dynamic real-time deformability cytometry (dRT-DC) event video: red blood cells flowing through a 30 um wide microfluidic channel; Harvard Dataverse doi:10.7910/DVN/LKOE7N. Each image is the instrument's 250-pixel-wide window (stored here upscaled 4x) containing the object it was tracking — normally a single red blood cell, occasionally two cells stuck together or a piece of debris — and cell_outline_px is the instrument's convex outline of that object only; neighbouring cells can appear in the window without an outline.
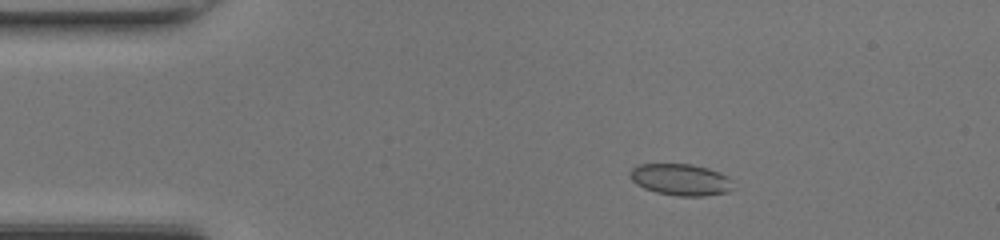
{"species": "common noctule bat (a hibernating species)", "species_latin": "Nyctalus noctula", "temperature_condition": "room temperature", "stored_images_in_passage": 41, "camera_frame_rate_fps": 3000, "um_per_image_px": 0.085, "animal": {"sex": "female", "body_mass_g": 17.0, "forearm_length_mm": 48.0}, "frame": {"image": 1, "passage_image": 1, "time_ms": 0.0, "image_size_px": [1000, 240], "cell_outline_px": [[736, 188], [728, 192], [704, 196], [680, 196], [656, 192], [644, 188], [636, 184], [628, 176], [628, 172], [636, 164], [692, 164], [708, 168], [720, 172], [728, 176], [732, 180]], "centroid_in_image_um": [57.88, 15.26], "position_along_channel_um": 27.1, "area_um2": 19.36}}
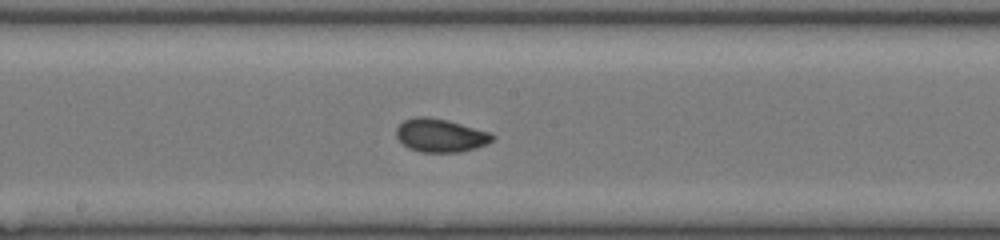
{"frame": {"image": 2, "passage_image": 18, "time_ms": 5.667, "image_size_px": [1000, 240], "cell_outline_px": [[496, 136], [492, 140], [476, 148], [460, 152], [420, 152], [408, 148], [396, 136], [396, 128], [404, 120], [416, 116], [424, 116], [448, 120], [488, 132]], "centroid_in_image_um": [37.41, 11.51], "position_along_channel_um": 210.8, "area_um2": 18.5}}
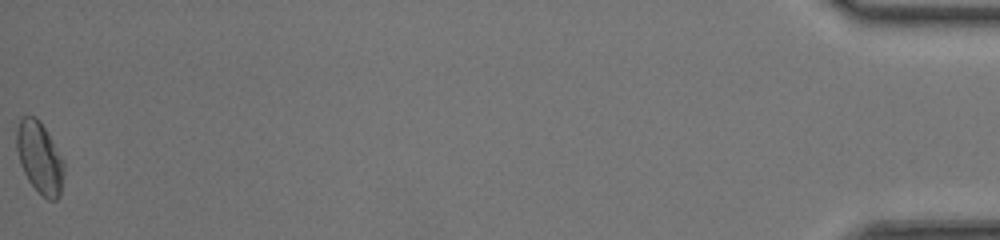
{"frame": {"image": 3, "passage_image": 41, "time_ms": 13.333, "image_size_px": [1000, 240], "cell_outline_px": [[64, 168], [60, 196], [56, 200], [48, 200], [28, 180], [20, 164], [16, 148], [16, 132], [20, 116], [36, 116], [40, 120], [64, 160]], "centroid_in_image_um": [3.36, 13.36], "position_along_channel_um": 431.8, "area_um2": 19.77}, "authors_computed_cell_mechanics": {"area_um2": 18.3804, "velocity_mm_per_s": 4.3087, "shape_relaxation_time_tau1_ms": 4.5584, "shape_relaxation_time_tau2_ms": 0.4501, "deformation_change_tau1": 0.1168, "deformation_change_tau2": 0.0223}}